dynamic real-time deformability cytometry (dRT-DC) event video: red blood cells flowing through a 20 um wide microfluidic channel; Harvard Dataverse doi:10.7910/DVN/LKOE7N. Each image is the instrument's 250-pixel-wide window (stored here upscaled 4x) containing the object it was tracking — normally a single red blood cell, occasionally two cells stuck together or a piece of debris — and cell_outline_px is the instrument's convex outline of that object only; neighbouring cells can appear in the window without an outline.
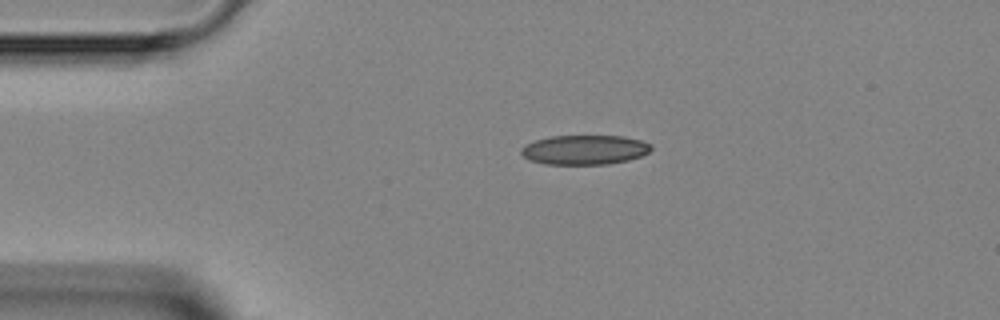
{"species": "Egyptian fruit bat (a non-hibernating species)", "species_latin": "Rousettus aegyptiacus", "temperature_condition": "room temperature", "stored_images_in_passage": 5, "camera_frame_rate_fps": 3000, "um_per_image_px": 0.085, "animal": {"sex": "female"}, "frame": {"image": 1, "passage_image": 5, "time_ms": 4.667, "image_size_px": [1000, 320], "cell_outline_px": [[652, 148], [648, 152], [640, 156], [628, 160], [608, 164], [544, 164], [528, 160], [520, 152], [520, 148], [536, 140], [552, 136], [624, 136], [640, 140], [652, 144]], "centroid_in_image_um": [49.69, 12.73], "position_along_channel_um": 35.3, "area_um2": 22.31}}